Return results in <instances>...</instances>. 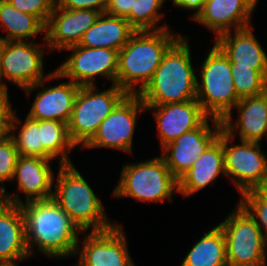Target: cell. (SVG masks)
<instances>
[{
  "mask_svg": "<svg viewBox=\"0 0 267 266\" xmlns=\"http://www.w3.org/2000/svg\"><path fill=\"white\" fill-rule=\"evenodd\" d=\"M232 139L223 130L226 177L232 180L241 194L252 190L267 175V156L261 149V143L240 140V144L231 145Z\"/></svg>",
  "mask_w": 267,
  "mask_h": 266,
  "instance_id": "7c38bea8",
  "label": "cell"
},
{
  "mask_svg": "<svg viewBox=\"0 0 267 266\" xmlns=\"http://www.w3.org/2000/svg\"><path fill=\"white\" fill-rule=\"evenodd\" d=\"M166 0H134L130 14L126 17L135 31H156L168 29V24L159 26L163 15L159 9ZM158 25V26H157Z\"/></svg>",
  "mask_w": 267,
  "mask_h": 266,
  "instance_id": "f1b7e54d",
  "label": "cell"
},
{
  "mask_svg": "<svg viewBox=\"0 0 267 266\" xmlns=\"http://www.w3.org/2000/svg\"><path fill=\"white\" fill-rule=\"evenodd\" d=\"M20 207L30 257L35 255V248L51 259L75 256L82 231L53 198L26 202Z\"/></svg>",
  "mask_w": 267,
  "mask_h": 266,
  "instance_id": "6da1fadb",
  "label": "cell"
},
{
  "mask_svg": "<svg viewBox=\"0 0 267 266\" xmlns=\"http://www.w3.org/2000/svg\"><path fill=\"white\" fill-rule=\"evenodd\" d=\"M1 1H4V2H10L11 0H1Z\"/></svg>",
  "mask_w": 267,
  "mask_h": 266,
  "instance_id": "ee69618b",
  "label": "cell"
},
{
  "mask_svg": "<svg viewBox=\"0 0 267 266\" xmlns=\"http://www.w3.org/2000/svg\"><path fill=\"white\" fill-rule=\"evenodd\" d=\"M22 120L14 113L12 124L8 131L13 139L15 147L20 156L41 157L53 159L44 149L41 142V129L39 120H33L26 116L22 125ZM19 128V129H18ZM18 131L16 135L15 131Z\"/></svg>",
  "mask_w": 267,
  "mask_h": 266,
  "instance_id": "83f0119b",
  "label": "cell"
},
{
  "mask_svg": "<svg viewBox=\"0 0 267 266\" xmlns=\"http://www.w3.org/2000/svg\"><path fill=\"white\" fill-rule=\"evenodd\" d=\"M249 1L256 7L259 0H249Z\"/></svg>",
  "mask_w": 267,
  "mask_h": 266,
  "instance_id": "60d3db41",
  "label": "cell"
},
{
  "mask_svg": "<svg viewBox=\"0 0 267 266\" xmlns=\"http://www.w3.org/2000/svg\"><path fill=\"white\" fill-rule=\"evenodd\" d=\"M145 110L137 94H128L99 125L96 134L83 148H111L131 153L136 119Z\"/></svg>",
  "mask_w": 267,
  "mask_h": 266,
  "instance_id": "30bf717a",
  "label": "cell"
},
{
  "mask_svg": "<svg viewBox=\"0 0 267 266\" xmlns=\"http://www.w3.org/2000/svg\"><path fill=\"white\" fill-rule=\"evenodd\" d=\"M241 195L238 204L255 221L267 241V200L262 199L253 189Z\"/></svg>",
  "mask_w": 267,
  "mask_h": 266,
  "instance_id": "4dcf8cb0",
  "label": "cell"
},
{
  "mask_svg": "<svg viewBox=\"0 0 267 266\" xmlns=\"http://www.w3.org/2000/svg\"><path fill=\"white\" fill-rule=\"evenodd\" d=\"M5 135H6V133L0 128V139Z\"/></svg>",
  "mask_w": 267,
  "mask_h": 266,
  "instance_id": "b9f144b4",
  "label": "cell"
},
{
  "mask_svg": "<svg viewBox=\"0 0 267 266\" xmlns=\"http://www.w3.org/2000/svg\"><path fill=\"white\" fill-rule=\"evenodd\" d=\"M77 246L74 266H136L130 257L127 238L121 223L103 231L88 232Z\"/></svg>",
  "mask_w": 267,
  "mask_h": 266,
  "instance_id": "4fadbf2b",
  "label": "cell"
},
{
  "mask_svg": "<svg viewBox=\"0 0 267 266\" xmlns=\"http://www.w3.org/2000/svg\"><path fill=\"white\" fill-rule=\"evenodd\" d=\"M181 36L169 28L135 31L118 53L116 84L128 94L139 93L151 80L164 54Z\"/></svg>",
  "mask_w": 267,
  "mask_h": 266,
  "instance_id": "7a4b0ae2",
  "label": "cell"
},
{
  "mask_svg": "<svg viewBox=\"0 0 267 266\" xmlns=\"http://www.w3.org/2000/svg\"><path fill=\"white\" fill-rule=\"evenodd\" d=\"M206 0H172L173 5L180 9L192 10L194 13L190 18L195 19L197 15L202 11L204 2Z\"/></svg>",
  "mask_w": 267,
  "mask_h": 266,
  "instance_id": "8d00e7d4",
  "label": "cell"
},
{
  "mask_svg": "<svg viewBox=\"0 0 267 266\" xmlns=\"http://www.w3.org/2000/svg\"><path fill=\"white\" fill-rule=\"evenodd\" d=\"M145 107L154 111L161 149L182 134L200 127L209 118L196 99Z\"/></svg>",
  "mask_w": 267,
  "mask_h": 266,
  "instance_id": "ac0fdd59",
  "label": "cell"
},
{
  "mask_svg": "<svg viewBox=\"0 0 267 266\" xmlns=\"http://www.w3.org/2000/svg\"><path fill=\"white\" fill-rule=\"evenodd\" d=\"M234 109L238 118L227 115L222 122V129L233 139L237 131L240 140L261 143L267 140V90L261 95L241 98Z\"/></svg>",
  "mask_w": 267,
  "mask_h": 266,
  "instance_id": "d6986e66",
  "label": "cell"
},
{
  "mask_svg": "<svg viewBox=\"0 0 267 266\" xmlns=\"http://www.w3.org/2000/svg\"><path fill=\"white\" fill-rule=\"evenodd\" d=\"M53 159L19 156L12 181L17 182V189L25 194V201L20 193L8 194L6 189L0 194L4 202L22 205L26 202L48 200L53 196L54 173L49 164Z\"/></svg>",
  "mask_w": 267,
  "mask_h": 266,
  "instance_id": "9a60e30c",
  "label": "cell"
},
{
  "mask_svg": "<svg viewBox=\"0 0 267 266\" xmlns=\"http://www.w3.org/2000/svg\"><path fill=\"white\" fill-rule=\"evenodd\" d=\"M95 86H80L74 100L68 132L76 147H84L96 134L99 125L128 95L117 84L102 92H98Z\"/></svg>",
  "mask_w": 267,
  "mask_h": 266,
  "instance_id": "52a82bcc",
  "label": "cell"
},
{
  "mask_svg": "<svg viewBox=\"0 0 267 266\" xmlns=\"http://www.w3.org/2000/svg\"><path fill=\"white\" fill-rule=\"evenodd\" d=\"M199 72L201 80L197 79L196 100L204 112L220 121L232 115L240 98L234 88L230 60L215 43Z\"/></svg>",
  "mask_w": 267,
  "mask_h": 266,
  "instance_id": "8992f818",
  "label": "cell"
},
{
  "mask_svg": "<svg viewBox=\"0 0 267 266\" xmlns=\"http://www.w3.org/2000/svg\"><path fill=\"white\" fill-rule=\"evenodd\" d=\"M8 87H0V128L8 134L15 111L9 102Z\"/></svg>",
  "mask_w": 267,
  "mask_h": 266,
  "instance_id": "836d02e7",
  "label": "cell"
},
{
  "mask_svg": "<svg viewBox=\"0 0 267 266\" xmlns=\"http://www.w3.org/2000/svg\"><path fill=\"white\" fill-rule=\"evenodd\" d=\"M232 80L237 96H258L267 90V78L258 70L231 63Z\"/></svg>",
  "mask_w": 267,
  "mask_h": 266,
  "instance_id": "f546056e",
  "label": "cell"
},
{
  "mask_svg": "<svg viewBox=\"0 0 267 266\" xmlns=\"http://www.w3.org/2000/svg\"><path fill=\"white\" fill-rule=\"evenodd\" d=\"M226 176L223 153V129L219 137L178 179V193L185 198L215 183L217 177Z\"/></svg>",
  "mask_w": 267,
  "mask_h": 266,
  "instance_id": "7402d4cb",
  "label": "cell"
},
{
  "mask_svg": "<svg viewBox=\"0 0 267 266\" xmlns=\"http://www.w3.org/2000/svg\"><path fill=\"white\" fill-rule=\"evenodd\" d=\"M3 28L6 32L5 37L0 36L3 41H34L40 33H45V25L36 16L0 1V30Z\"/></svg>",
  "mask_w": 267,
  "mask_h": 266,
  "instance_id": "484cf974",
  "label": "cell"
},
{
  "mask_svg": "<svg viewBox=\"0 0 267 266\" xmlns=\"http://www.w3.org/2000/svg\"><path fill=\"white\" fill-rule=\"evenodd\" d=\"M43 149L53 158H59L60 165L73 164L68 155L76 145L72 142L68 124L54 120H39Z\"/></svg>",
  "mask_w": 267,
  "mask_h": 266,
  "instance_id": "4316f807",
  "label": "cell"
},
{
  "mask_svg": "<svg viewBox=\"0 0 267 266\" xmlns=\"http://www.w3.org/2000/svg\"><path fill=\"white\" fill-rule=\"evenodd\" d=\"M253 25L225 32L215 38V44L230 63L258 70L267 78V53L253 33Z\"/></svg>",
  "mask_w": 267,
  "mask_h": 266,
  "instance_id": "44dd1931",
  "label": "cell"
},
{
  "mask_svg": "<svg viewBox=\"0 0 267 266\" xmlns=\"http://www.w3.org/2000/svg\"><path fill=\"white\" fill-rule=\"evenodd\" d=\"M56 5L64 9H93L103 13L107 0H56Z\"/></svg>",
  "mask_w": 267,
  "mask_h": 266,
  "instance_id": "e575fe53",
  "label": "cell"
},
{
  "mask_svg": "<svg viewBox=\"0 0 267 266\" xmlns=\"http://www.w3.org/2000/svg\"><path fill=\"white\" fill-rule=\"evenodd\" d=\"M221 130L222 122L209 117L200 127L182 134L161 149L166 166L177 180L219 137Z\"/></svg>",
  "mask_w": 267,
  "mask_h": 266,
  "instance_id": "5bb4252c",
  "label": "cell"
},
{
  "mask_svg": "<svg viewBox=\"0 0 267 266\" xmlns=\"http://www.w3.org/2000/svg\"><path fill=\"white\" fill-rule=\"evenodd\" d=\"M100 14L101 12L93 9H64L55 4L45 26L48 52L54 49L60 52L78 45Z\"/></svg>",
  "mask_w": 267,
  "mask_h": 266,
  "instance_id": "e0dca14e",
  "label": "cell"
},
{
  "mask_svg": "<svg viewBox=\"0 0 267 266\" xmlns=\"http://www.w3.org/2000/svg\"><path fill=\"white\" fill-rule=\"evenodd\" d=\"M13 139L6 134L0 139V194L5 190L4 182L12 181L19 158Z\"/></svg>",
  "mask_w": 267,
  "mask_h": 266,
  "instance_id": "1f68e13d",
  "label": "cell"
},
{
  "mask_svg": "<svg viewBox=\"0 0 267 266\" xmlns=\"http://www.w3.org/2000/svg\"><path fill=\"white\" fill-rule=\"evenodd\" d=\"M180 266H229L225 236L219 225L195 242Z\"/></svg>",
  "mask_w": 267,
  "mask_h": 266,
  "instance_id": "d4e9b609",
  "label": "cell"
},
{
  "mask_svg": "<svg viewBox=\"0 0 267 266\" xmlns=\"http://www.w3.org/2000/svg\"><path fill=\"white\" fill-rule=\"evenodd\" d=\"M253 190L262 198L267 200V175L253 188Z\"/></svg>",
  "mask_w": 267,
  "mask_h": 266,
  "instance_id": "74e56055",
  "label": "cell"
},
{
  "mask_svg": "<svg viewBox=\"0 0 267 266\" xmlns=\"http://www.w3.org/2000/svg\"><path fill=\"white\" fill-rule=\"evenodd\" d=\"M71 52L56 71L62 78L80 86L95 85L96 76L112 79L116 84L119 51L108 48H89L75 45L65 49Z\"/></svg>",
  "mask_w": 267,
  "mask_h": 266,
  "instance_id": "8fae6325",
  "label": "cell"
},
{
  "mask_svg": "<svg viewBox=\"0 0 267 266\" xmlns=\"http://www.w3.org/2000/svg\"><path fill=\"white\" fill-rule=\"evenodd\" d=\"M0 266H18L16 262H1Z\"/></svg>",
  "mask_w": 267,
  "mask_h": 266,
  "instance_id": "ab89813d",
  "label": "cell"
},
{
  "mask_svg": "<svg viewBox=\"0 0 267 266\" xmlns=\"http://www.w3.org/2000/svg\"><path fill=\"white\" fill-rule=\"evenodd\" d=\"M134 32L135 30L130 26L126 18L103 12L84 33L78 45L120 51Z\"/></svg>",
  "mask_w": 267,
  "mask_h": 266,
  "instance_id": "cb8c5ba5",
  "label": "cell"
},
{
  "mask_svg": "<svg viewBox=\"0 0 267 266\" xmlns=\"http://www.w3.org/2000/svg\"><path fill=\"white\" fill-rule=\"evenodd\" d=\"M43 44L37 45L34 41H3V55L1 60L3 87H8L6 81L14 83L22 90L28 88L44 79V47L47 46L45 34ZM45 74V75H44Z\"/></svg>",
  "mask_w": 267,
  "mask_h": 266,
  "instance_id": "9c48e42d",
  "label": "cell"
},
{
  "mask_svg": "<svg viewBox=\"0 0 267 266\" xmlns=\"http://www.w3.org/2000/svg\"><path fill=\"white\" fill-rule=\"evenodd\" d=\"M55 180L52 198L82 232L103 231L116 224L110 222L102 201L73 164L59 165Z\"/></svg>",
  "mask_w": 267,
  "mask_h": 266,
  "instance_id": "277c9868",
  "label": "cell"
},
{
  "mask_svg": "<svg viewBox=\"0 0 267 266\" xmlns=\"http://www.w3.org/2000/svg\"><path fill=\"white\" fill-rule=\"evenodd\" d=\"M218 225L222 229L229 266H266L267 241L250 215L237 203Z\"/></svg>",
  "mask_w": 267,
  "mask_h": 266,
  "instance_id": "ba28073f",
  "label": "cell"
},
{
  "mask_svg": "<svg viewBox=\"0 0 267 266\" xmlns=\"http://www.w3.org/2000/svg\"><path fill=\"white\" fill-rule=\"evenodd\" d=\"M2 55H3V40L0 39V87H3V74L1 65Z\"/></svg>",
  "mask_w": 267,
  "mask_h": 266,
  "instance_id": "f35d334b",
  "label": "cell"
},
{
  "mask_svg": "<svg viewBox=\"0 0 267 266\" xmlns=\"http://www.w3.org/2000/svg\"><path fill=\"white\" fill-rule=\"evenodd\" d=\"M62 79V76L54 69L50 76L28 88L23 89L28 96L33 90L40 87L43 89L37 92L35 100L31 105L28 117L33 120H54L64 123L69 122L74 100L80 85L72 81L60 83L55 86L45 88L46 82Z\"/></svg>",
  "mask_w": 267,
  "mask_h": 266,
  "instance_id": "2e32d148",
  "label": "cell"
},
{
  "mask_svg": "<svg viewBox=\"0 0 267 266\" xmlns=\"http://www.w3.org/2000/svg\"><path fill=\"white\" fill-rule=\"evenodd\" d=\"M256 7L249 0H206L195 22L204 25L215 37L251 26V15Z\"/></svg>",
  "mask_w": 267,
  "mask_h": 266,
  "instance_id": "ffe728a7",
  "label": "cell"
},
{
  "mask_svg": "<svg viewBox=\"0 0 267 266\" xmlns=\"http://www.w3.org/2000/svg\"><path fill=\"white\" fill-rule=\"evenodd\" d=\"M187 36L164 54L151 80L137 95L144 105H163L196 99L197 79Z\"/></svg>",
  "mask_w": 267,
  "mask_h": 266,
  "instance_id": "3957f363",
  "label": "cell"
},
{
  "mask_svg": "<svg viewBox=\"0 0 267 266\" xmlns=\"http://www.w3.org/2000/svg\"><path fill=\"white\" fill-rule=\"evenodd\" d=\"M134 4V0H107L105 12L122 18H126Z\"/></svg>",
  "mask_w": 267,
  "mask_h": 266,
  "instance_id": "d590c367",
  "label": "cell"
},
{
  "mask_svg": "<svg viewBox=\"0 0 267 266\" xmlns=\"http://www.w3.org/2000/svg\"><path fill=\"white\" fill-rule=\"evenodd\" d=\"M4 201H3V199L1 198V196H0V205L3 203Z\"/></svg>",
  "mask_w": 267,
  "mask_h": 266,
  "instance_id": "7bdbcfd3",
  "label": "cell"
},
{
  "mask_svg": "<svg viewBox=\"0 0 267 266\" xmlns=\"http://www.w3.org/2000/svg\"><path fill=\"white\" fill-rule=\"evenodd\" d=\"M10 3L19 11L36 16L46 26L56 0H11Z\"/></svg>",
  "mask_w": 267,
  "mask_h": 266,
  "instance_id": "d6a6232c",
  "label": "cell"
},
{
  "mask_svg": "<svg viewBox=\"0 0 267 266\" xmlns=\"http://www.w3.org/2000/svg\"><path fill=\"white\" fill-rule=\"evenodd\" d=\"M175 192L178 194V180L159 156L124 164L112 195L116 198L130 197L139 202L163 203L165 200L172 201Z\"/></svg>",
  "mask_w": 267,
  "mask_h": 266,
  "instance_id": "5b68a950",
  "label": "cell"
},
{
  "mask_svg": "<svg viewBox=\"0 0 267 266\" xmlns=\"http://www.w3.org/2000/svg\"><path fill=\"white\" fill-rule=\"evenodd\" d=\"M30 257L26 242L25 219L20 205H0V263Z\"/></svg>",
  "mask_w": 267,
  "mask_h": 266,
  "instance_id": "603a6c76",
  "label": "cell"
}]
</instances>
